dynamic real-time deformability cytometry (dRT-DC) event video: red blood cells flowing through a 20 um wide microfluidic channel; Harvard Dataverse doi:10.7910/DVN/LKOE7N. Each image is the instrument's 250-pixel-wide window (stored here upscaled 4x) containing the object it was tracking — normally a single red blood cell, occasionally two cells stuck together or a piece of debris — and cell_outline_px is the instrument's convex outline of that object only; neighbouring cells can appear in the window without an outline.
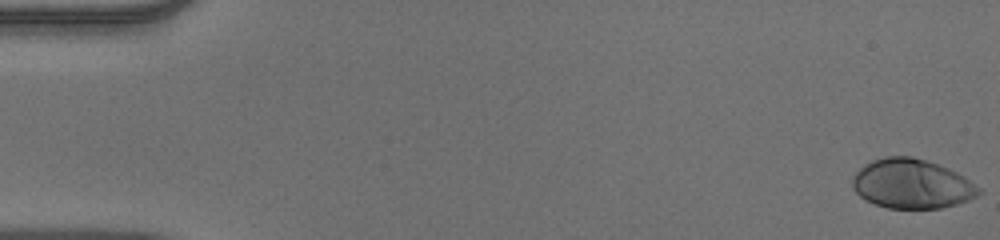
{"species": "human", "species_latin": "Homo sapiens", "temperature_condition": "warm", "stored_images_in_passage": 53, "camera_frame_rate_fps": 3000, "um_per_image_px": 0.085, "donor": {"sex": "male"}, "frame": {"image": 1, "passage_image": 1, "time_ms": 0.0, "image_size_px": [1000, 240], "cell_outline_px": [[984, 192], [968, 200], [956, 204], [940, 208], [888, 208], [864, 200], [852, 188], [852, 176], [864, 164], [872, 160], [884, 156], [912, 156], [948, 168], [964, 176], [980, 188]], "centroid_in_image_um": [77.48, 15.62], "position_along_channel_um": 7.5, "area_um2": 36.41}}
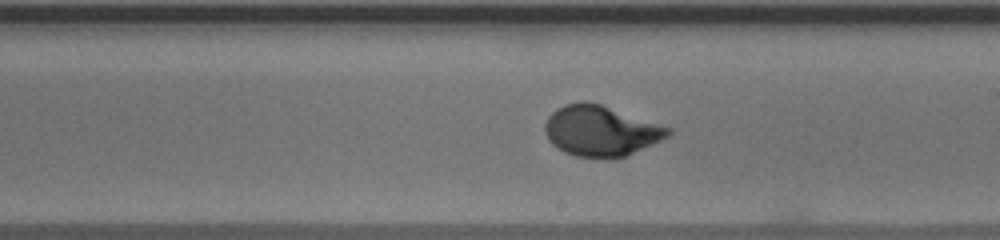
{"frame": {"image": 2, "passage_image": 31, "time_ms": 10.0, "image_size_px": [1000, 240], "cell_outline_px": [[672, 136], [624, 156], [576, 156], [564, 152], [556, 148], [548, 140], [544, 132], [544, 124], [548, 116], [556, 108], [564, 104], [580, 100], [584, 100], [600, 104], [672, 128]], "centroid_in_image_um": [51.04, 11.09], "position_along_channel_um": 238.0, "area_um2": 36.13}}
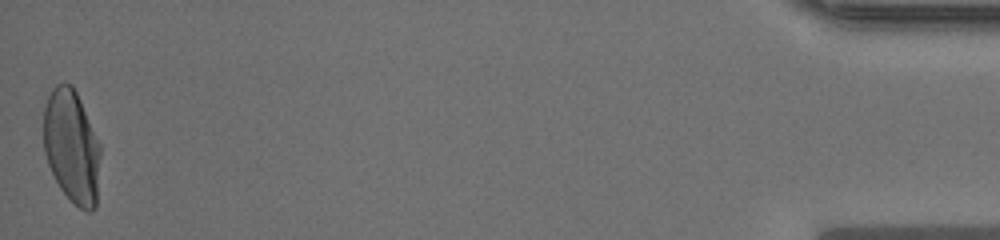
{"frame": {"image": 3, "passage_image": 53, "time_ms": 17.333, "image_size_px": [1000, 240], "cell_outline_px": [[100, 156], [96, 208], [92, 212], [88, 212], [80, 208], [60, 188], [48, 164], [44, 152], [44, 108], [48, 96], [52, 88], [56, 84], [72, 84], [80, 100], [100, 144]], "centroid_in_image_um": [6.1, 12.46], "position_along_channel_um": 429.1, "area_um2": 37.28}, "authors_computed_cell_mechanics": {"area_um2": 35.836, "velocity_mm_per_s": 3.8916, "shape_relaxation_time_tau1_ms": 3.5793, "shape_relaxation_time_tau2_ms": null, "deformation_change_tau1": 0.1936, "deformation_change_tau2": null}}